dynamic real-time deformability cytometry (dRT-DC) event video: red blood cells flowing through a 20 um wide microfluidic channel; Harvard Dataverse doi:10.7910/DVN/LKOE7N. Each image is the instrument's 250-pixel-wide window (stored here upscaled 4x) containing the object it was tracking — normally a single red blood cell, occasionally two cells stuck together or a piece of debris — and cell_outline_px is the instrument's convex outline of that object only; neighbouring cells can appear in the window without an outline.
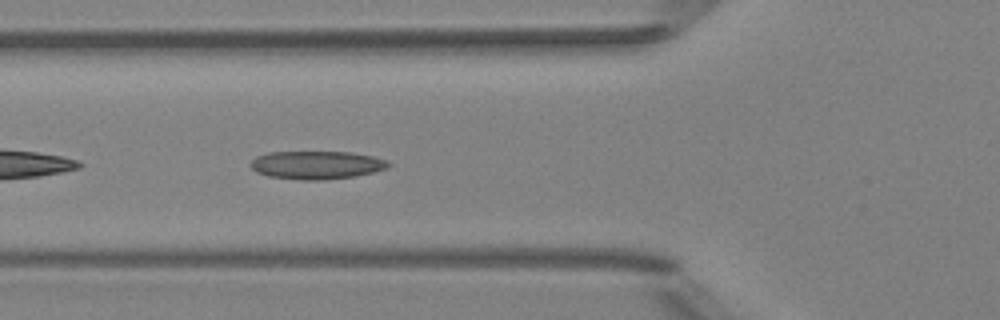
{"species": "Egyptian fruit bat (a non-hibernating species)", "species_latin": "Rousettus aegyptiacus", "temperature_condition": "room temperature", "stored_images_in_passage": 36, "camera_frame_rate_fps": 3000, "um_per_image_px": 0.085, "animal": {"sex": "female"}, "frame": {"image": 1, "passage_image": 4, "time_ms": 1.0, "image_size_px": [1000, 320], "cell_outline_px": [[392, 164], [388, 168], [356, 176], [320, 180], [300, 180], [268, 176], [256, 172], [248, 164], [256, 156], [268, 152], [352, 152], [372, 156], [388, 160]], "centroid_in_image_um": [26.91, 14.02], "position_along_channel_um": 98.9, "area_um2": 22.77}}
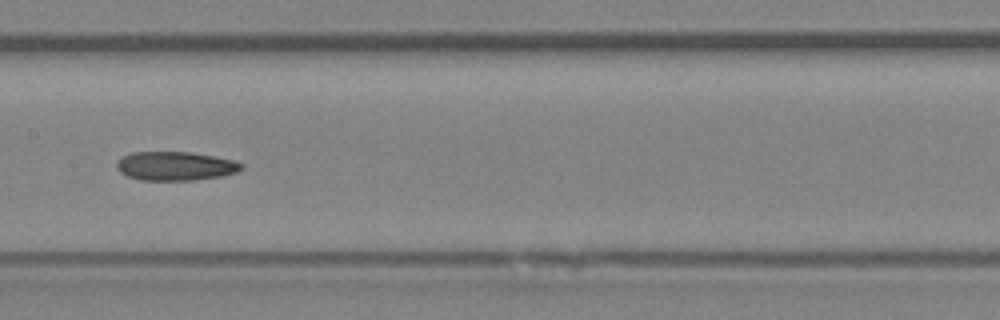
{"frame": {"image": 2, "passage_image": 11, "time_ms": 3.333, "image_size_px": [1000, 320], "cell_outline_px": [[244, 168], [236, 172], [220, 176], [196, 180], [140, 180], [128, 176], [120, 172], [116, 168], [116, 160], [120, 156], [132, 152], [192, 152], [232, 160], [244, 164]], "centroid_in_image_um": [14.86, 14.11], "position_along_channel_um": 192.5, "area_um2": 21.1}}
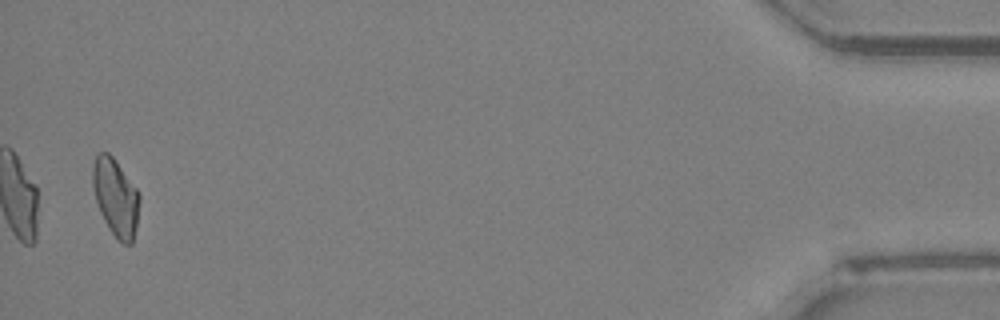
{"frame": {"image": 3, "passage_image": 35, "time_ms": 11.333, "image_size_px": [1000, 320], "cell_outline_px": [[140, 200], [136, 228], [132, 244], [124, 244], [116, 240], [104, 220], [100, 212], [96, 200], [92, 184], [92, 164], [96, 152], [108, 152], [116, 160], [136, 188], [140, 196]], "centroid_in_image_um": [9.82, 16.76], "position_along_channel_um": 425.4, "area_um2": 21.33}}